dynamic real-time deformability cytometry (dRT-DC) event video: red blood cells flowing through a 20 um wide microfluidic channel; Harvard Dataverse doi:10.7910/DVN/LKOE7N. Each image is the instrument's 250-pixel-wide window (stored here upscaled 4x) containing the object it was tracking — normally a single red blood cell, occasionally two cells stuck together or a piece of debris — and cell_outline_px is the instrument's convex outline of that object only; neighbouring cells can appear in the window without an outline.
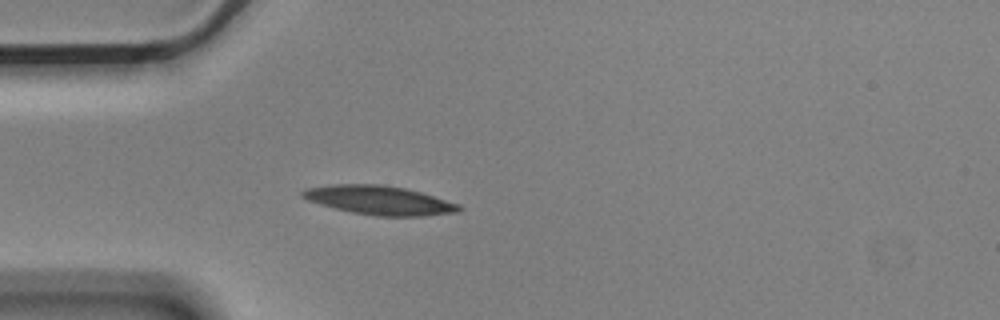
{"species": "Egyptian fruit bat (a non-hibernating species)", "species_latin": "Rousettus aegyptiacus", "temperature_condition": "cold", "stored_images_in_passage": 1, "camera_frame_rate_fps": 3000, "um_per_image_px": 0.085, "animal": {"sex": "male"}, "frame": {"image": 1, "passage_image": 1, "time_ms": 0.0, "image_size_px": [1000, 320], "cell_outline_px": [[464, 208], [460, 212], [424, 216], [376, 216], [352, 212], [320, 204], [308, 200], [300, 196], [300, 192], [308, 188], [332, 184], [384, 184], [404, 188], [420, 192], [460, 204]], "centroid_in_image_um": [32.28, 17.02], "position_along_channel_um": 52.7, "area_um2": 26.41}}